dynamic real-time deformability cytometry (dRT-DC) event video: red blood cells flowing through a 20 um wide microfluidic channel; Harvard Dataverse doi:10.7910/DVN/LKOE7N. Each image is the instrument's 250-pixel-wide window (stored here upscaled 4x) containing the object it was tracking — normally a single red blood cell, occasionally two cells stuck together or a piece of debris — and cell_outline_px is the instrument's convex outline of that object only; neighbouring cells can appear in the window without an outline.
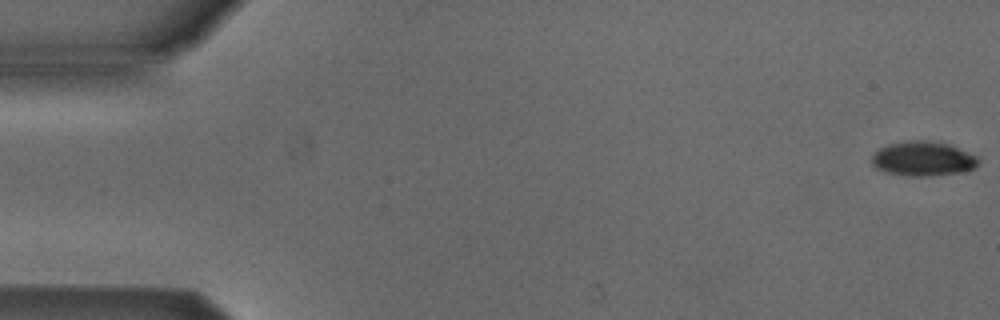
{"species": "Egyptian fruit bat (a non-hibernating species)", "species_latin": "Rousettus aegyptiacus", "temperature_condition": "cold", "stored_images_in_passage": 53, "camera_frame_rate_fps": 3000, "um_per_image_px": 0.085, "animal": {"sex": "male"}, "frame": {"image": 1, "passage_image": 1, "time_ms": 0.0, "image_size_px": [1000, 320], "cell_outline_px": [[980, 160], [976, 168], [960, 172], [928, 176], [908, 176], [884, 172], [876, 168], [872, 164], [872, 156], [880, 148], [888, 144], [908, 140], [940, 140], [976, 156]], "centroid_in_image_um": [78.46, 13.48], "position_along_channel_um": 6.5, "area_um2": 21.68}}
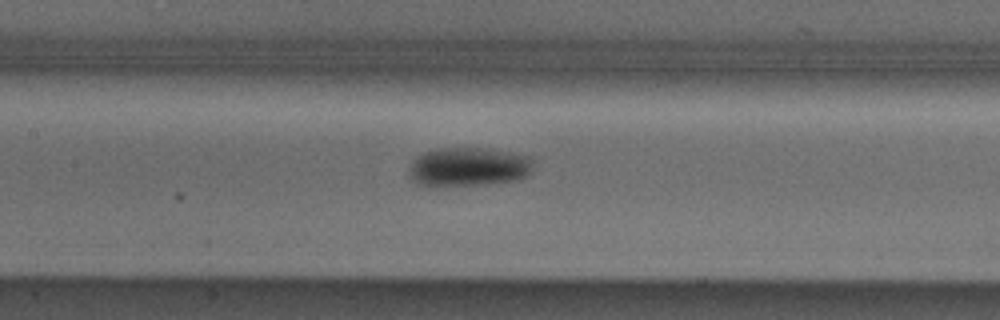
{"frame": {"image": 2, "passage_image": 25, "time_ms": 8.0, "image_size_px": [1000, 320], "cell_outline_px": [[532, 172], [528, 176], [516, 180], [484, 184], [416, 184], [412, 180], [408, 172], [408, 168], [416, 156], [424, 152], [436, 148], [480, 148], [508, 152], [528, 156], [532, 160]], "centroid_in_image_um": [39.82, 14.16], "position_along_channel_um": 167.6, "area_um2": 27.8}}
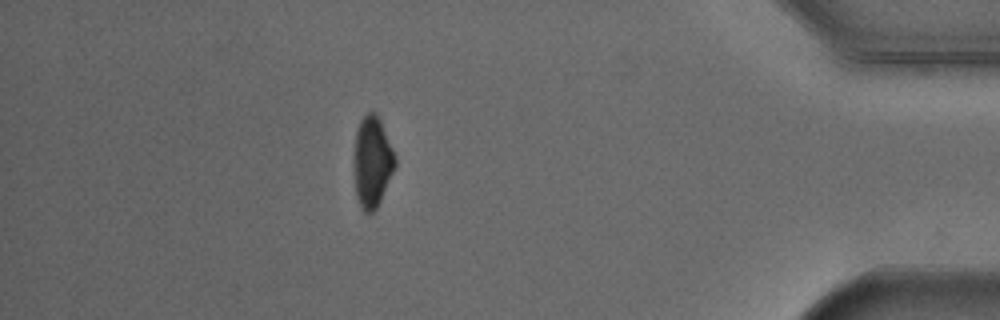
{"frame": {"image": 3, "passage_image": 47, "time_ms": 15.333, "image_size_px": [1000, 320], "cell_outline_px": [[396, 164], [380, 200], [376, 208], [372, 212], [364, 212], [360, 208], [356, 196], [356, 132], [360, 120], [368, 112], [376, 112], [380, 120], [396, 156]], "centroid_in_image_um": [31.67, 13.75], "position_along_channel_um": 403.5, "area_um2": 21.04}, "authors_computed_cell_mechanics": {"area_um2": 23.9292, "velocity_mm_per_s": 3.8724, "shape_relaxation_time_tau1_ms": 2.7127, "shape_relaxation_time_tau2_ms": null, "deformation_change_tau1": 0.1072, "deformation_change_tau2": null}}